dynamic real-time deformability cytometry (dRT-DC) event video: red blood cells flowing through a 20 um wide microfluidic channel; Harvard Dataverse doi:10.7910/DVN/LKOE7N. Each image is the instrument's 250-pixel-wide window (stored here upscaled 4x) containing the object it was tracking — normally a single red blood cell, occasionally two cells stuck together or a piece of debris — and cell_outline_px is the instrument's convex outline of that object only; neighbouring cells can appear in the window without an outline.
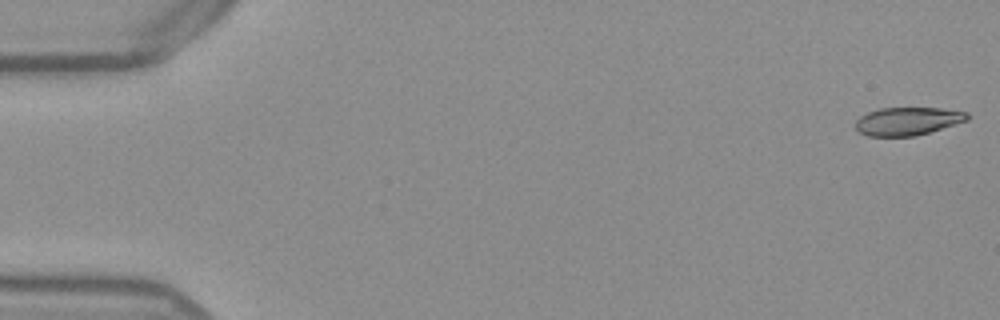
{"species": "Egyptian fruit bat (a non-hibernating species)", "species_latin": "Rousettus aegyptiacus", "temperature_condition": "warm", "stored_images_in_passage": 53, "camera_frame_rate_fps": 3000, "um_per_image_px": 0.085, "frame": {"image": 1, "passage_image": 1, "time_ms": 0.0, "image_size_px": [1000, 320], "cell_outline_px": [[972, 116], [968, 120], [916, 136], [868, 136], [856, 132], [856, 120], [860, 116], [868, 112], [880, 108], [940, 108], [968, 112]], "centroid_in_image_um": [77.15, 10.3], "position_along_channel_um": 7.9, "area_um2": 18.38}}
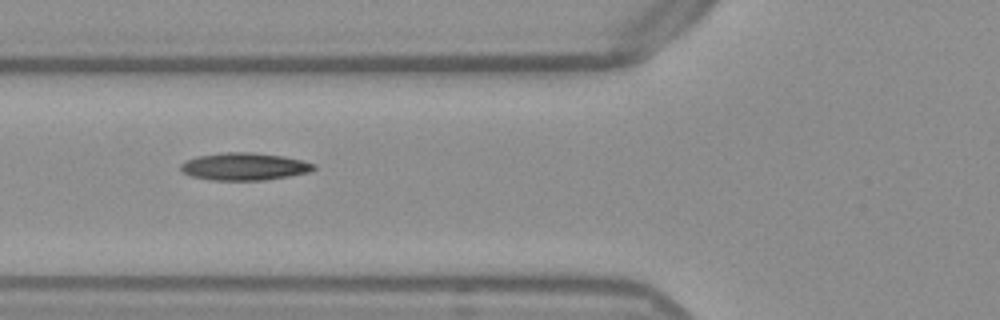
{"frame": {"image": 2, "passage_image": 20, "time_ms": 6.333, "image_size_px": [1000, 320], "cell_outline_px": [[316, 168], [308, 172], [288, 176], [264, 180], [212, 180], [192, 176], [184, 172], [180, 168], [180, 164], [196, 156], [224, 152], [252, 152], [284, 156], [316, 164]], "centroid_in_image_um": [20.77, 14.15], "position_along_channel_um": 105.0, "area_um2": 21.15}}
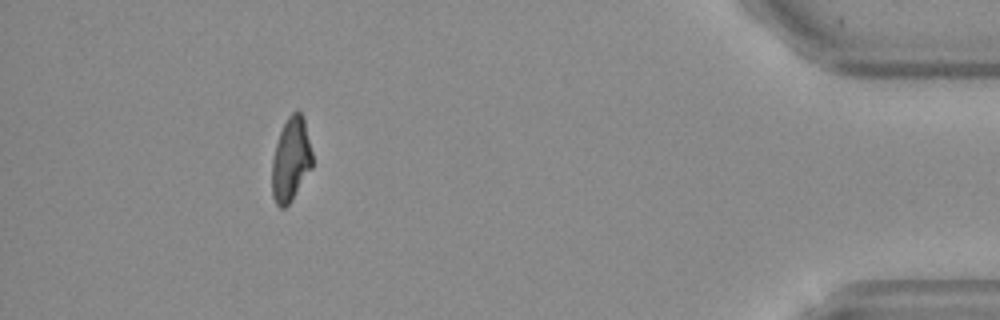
{"frame": {"image": 3, "passage_image": 48, "time_ms": 15.667, "image_size_px": [1000, 320], "cell_outline_px": [[312, 168], [292, 200], [284, 208], [280, 208], [276, 204], [272, 196], [272, 160], [276, 144], [280, 132], [288, 116], [292, 112], [300, 112], [304, 116], [312, 152]], "centroid_in_image_um": [24.73, 13.57], "position_along_channel_um": 410.5, "area_um2": 19.77}, "authors_computed_cell_mechanics": {"area_um2": 20.2878, "velocity_mm_per_s": 3.8794, "shape_relaxation_time_tau1_ms": null, "shape_relaxation_time_tau2_ms": 3.9458, "deformation_change_tau1": null, "deformation_change_tau2": 0.119}}